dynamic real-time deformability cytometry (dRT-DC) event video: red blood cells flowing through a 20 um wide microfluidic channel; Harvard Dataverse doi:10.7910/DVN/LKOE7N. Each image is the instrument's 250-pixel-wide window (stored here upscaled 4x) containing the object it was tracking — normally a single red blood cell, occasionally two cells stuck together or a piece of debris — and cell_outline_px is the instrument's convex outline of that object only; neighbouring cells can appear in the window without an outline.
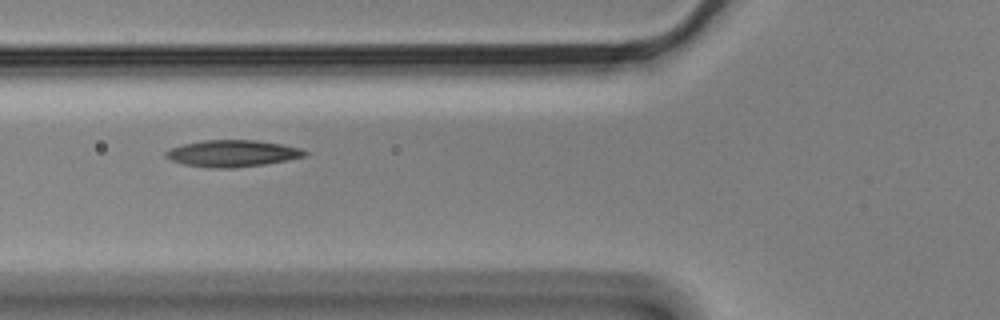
{"species": "Egyptian fruit bat (a non-hibernating species)", "species_latin": "Rousettus aegyptiacus", "temperature_condition": "cold", "stored_images_in_passage": 10, "camera_frame_rate_fps": 3000, "um_per_image_px": 0.085, "animal": {"sex": "male"}, "frame": {"image": 1, "passage_image": 6, "time_ms": 1.667, "image_size_px": [1000, 320], "cell_outline_px": [[308, 156], [288, 160], [264, 164], [232, 168], [212, 168], [184, 164], [172, 160], [164, 156], [164, 152], [172, 148], [184, 144], [204, 140], [256, 140], [280, 144], [300, 148], [308, 152]], "centroid_in_image_um": [19.78, 13.04], "position_along_channel_um": 106.0, "area_um2": 21.5}}
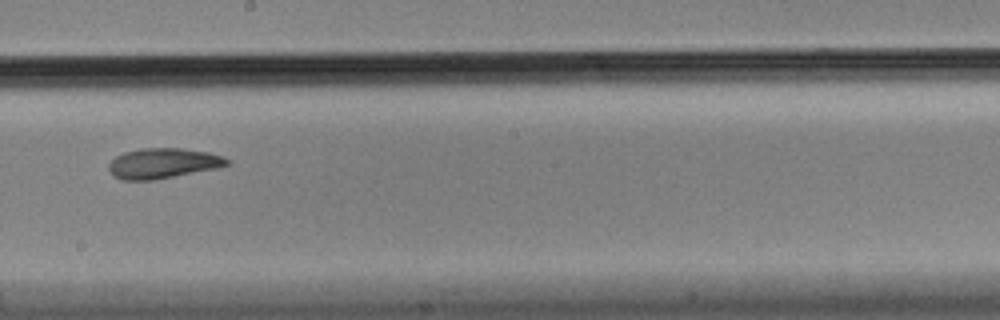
{"frame": {"image": 2, "passage_image": 9, "time_ms": 2.667, "image_size_px": [1000, 320], "cell_outline_px": [[232, 160], [228, 164], [216, 168], [156, 180], [120, 180], [112, 176], [108, 168], [108, 164], [116, 156], [124, 152], [140, 148], [180, 148], [208, 152], [224, 156]], "centroid_in_image_um": [13.83, 13.88], "position_along_channel_um": 234.4, "area_um2": 21.04}}
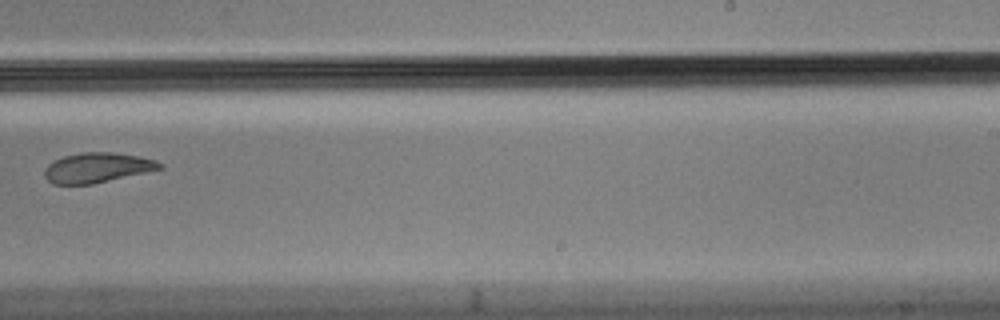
{"frame": {"image": 3, "passage_image": 10, "time_ms": 3.0, "image_size_px": [1000, 320], "cell_outline_px": [[164, 168], [92, 184], [52, 184], [44, 176], [44, 168], [48, 164], [64, 156], [84, 152], [112, 152], [136, 156], [156, 160], [164, 164]], "centroid_in_image_um": [8.26, 14.25], "position_along_channel_um": 280.7, "area_um2": 19.94}}